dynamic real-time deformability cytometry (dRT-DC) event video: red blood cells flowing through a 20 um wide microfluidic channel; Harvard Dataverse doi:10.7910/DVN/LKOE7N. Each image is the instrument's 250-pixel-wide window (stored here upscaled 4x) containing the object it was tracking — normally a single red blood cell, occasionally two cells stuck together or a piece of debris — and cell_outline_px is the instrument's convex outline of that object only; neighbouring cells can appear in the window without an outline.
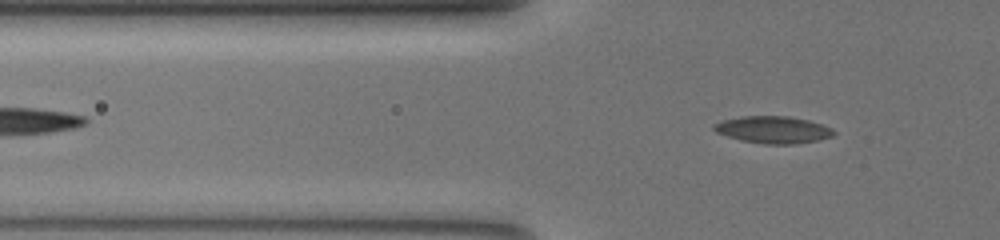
{"species": "common noctule bat (a hibernating species)", "species_latin": "Nyctalus noctula", "temperature_condition": "warm", "stored_images_in_passage": 52, "camera_frame_rate_fps": 3000, "um_per_image_px": 0.085, "animal": {"sex": "female", "body_mass_g": 19.5, "forearm_length_mm": 54.1}, "frame": {"image": 1, "passage_image": 16, "time_ms": 5.0, "image_size_px": [1000, 240], "cell_outline_px": [[836, 132], [832, 136], [820, 140], [792, 144], [764, 144], [740, 140], [716, 132], [712, 128], [712, 124], [724, 120], [740, 116], [788, 116], [808, 120], [832, 128]], "centroid_in_image_um": [65.71, 11.03], "position_along_channel_um": 60.1, "area_um2": 18.9}}
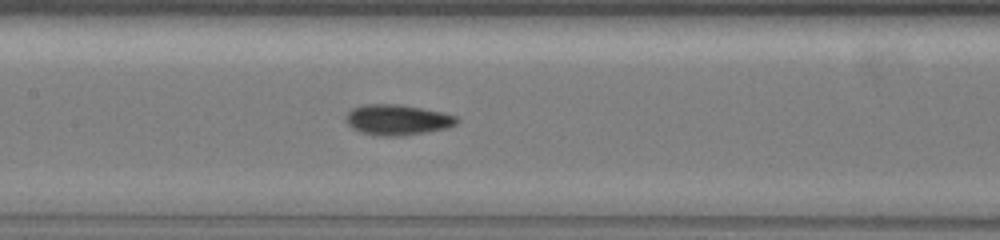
{"frame": {"image": 2, "passage_image": 26, "time_ms": 8.333, "image_size_px": [1000, 240], "cell_outline_px": [[460, 120], [456, 124], [448, 128], [428, 132], [400, 136], [376, 136], [360, 132], [352, 128], [344, 120], [344, 116], [352, 108], [364, 104], [400, 104], [440, 112], [456, 116]], "centroid_in_image_um": [33.74, 10.19], "position_along_channel_um": 173.7, "area_um2": 19.94}}
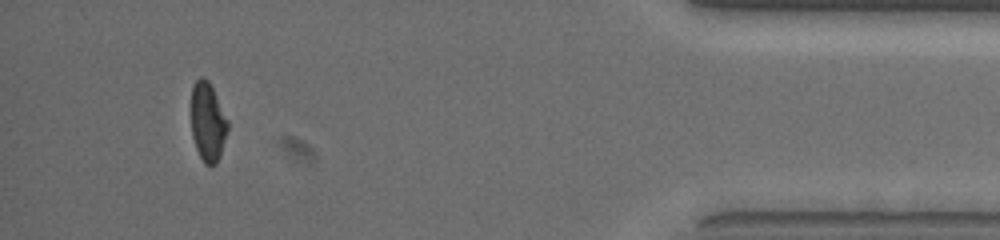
{"frame": {"image": 3, "passage_image": 49, "time_ms": 16.0, "image_size_px": [1000, 240], "cell_outline_px": [[228, 128], [220, 156], [216, 164], [212, 168], [204, 164], [196, 148], [192, 136], [192, 84], [200, 76], [204, 76], [208, 80], [228, 120]], "centroid_in_image_um": [17.66, 10.39], "position_along_channel_um": 417.5, "area_um2": 16.82}, "authors_computed_cell_mechanics": {"area_um2": 18.3226, "velocity_mm_per_s": 3.8465, "shape_relaxation_time_tau1_ms": 7.7488, "shape_relaxation_time_tau2_ms": 1.9269, "deformation_change_tau1": 0.1795, "deformation_change_tau2": 0.074}}